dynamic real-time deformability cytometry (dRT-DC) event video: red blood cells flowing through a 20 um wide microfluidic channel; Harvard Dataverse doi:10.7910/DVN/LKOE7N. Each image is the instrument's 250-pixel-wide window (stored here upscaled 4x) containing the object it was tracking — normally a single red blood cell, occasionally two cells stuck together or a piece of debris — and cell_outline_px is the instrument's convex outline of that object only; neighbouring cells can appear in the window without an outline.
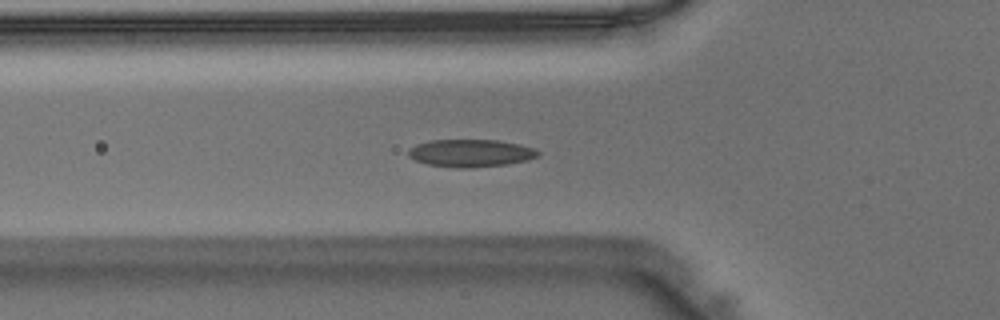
{"species": "Egyptian fruit bat (a non-hibernating species)", "species_latin": "Rousettus aegyptiacus", "temperature_condition": "warm", "stored_images_in_passage": 34, "camera_frame_rate_fps": 3000, "um_per_image_px": 0.085, "animal": {"sex": "male"}, "frame": {"image": 1, "passage_image": 4, "time_ms": 1.0, "image_size_px": [1000, 320], "cell_outline_px": [[540, 156], [528, 160], [508, 164], [468, 168], [464, 168], [428, 164], [416, 160], [408, 156], [408, 148], [416, 144], [428, 140], [500, 140], [520, 144], [532, 148], [540, 152]], "centroid_in_image_um": [40.02, 13.0], "position_along_channel_um": 85.8, "area_um2": 20.87}}
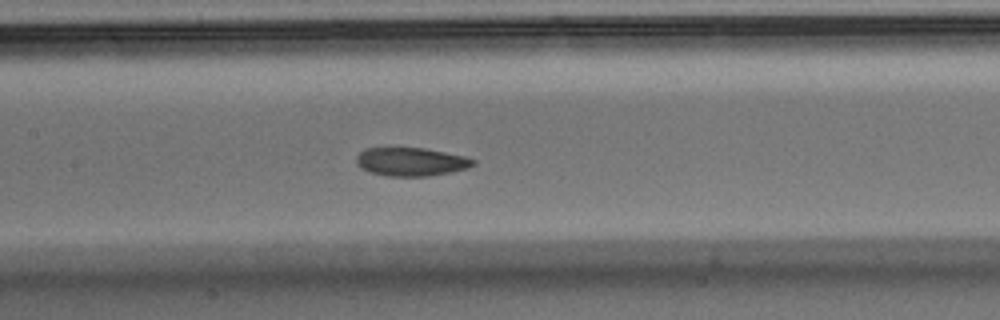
{"frame": {"image": 2, "passage_image": 10, "time_ms": 3.0, "image_size_px": [1000, 320], "cell_outline_px": [[476, 164], [468, 168], [452, 172], [428, 176], [388, 176], [372, 172], [360, 168], [356, 164], [356, 156], [364, 148], [424, 148], [464, 156], [476, 160]], "centroid_in_image_um": [34.94, 13.75], "position_along_channel_um": 172.5, "area_um2": 19.36}}
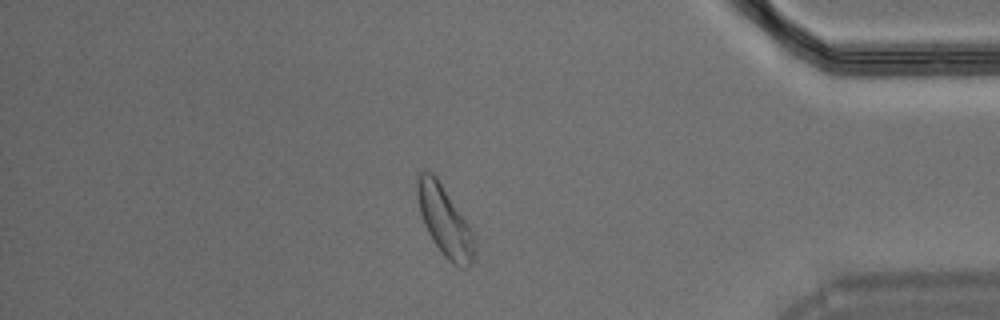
{"frame": {"image": 3, "passage_image": 28, "time_ms": 9.0, "image_size_px": [1000, 320], "cell_outline_px": [[476, 252], [472, 264], [468, 268], [460, 268], [452, 264], [444, 256], [428, 232], [424, 224], [420, 212], [416, 192], [416, 176], [424, 168], [428, 168], [436, 176], [468, 224], [472, 232]], "centroid_in_image_um": [37.78, 18.77], "position_along_channel_um": 397.4, "area_um2": 23.41}}